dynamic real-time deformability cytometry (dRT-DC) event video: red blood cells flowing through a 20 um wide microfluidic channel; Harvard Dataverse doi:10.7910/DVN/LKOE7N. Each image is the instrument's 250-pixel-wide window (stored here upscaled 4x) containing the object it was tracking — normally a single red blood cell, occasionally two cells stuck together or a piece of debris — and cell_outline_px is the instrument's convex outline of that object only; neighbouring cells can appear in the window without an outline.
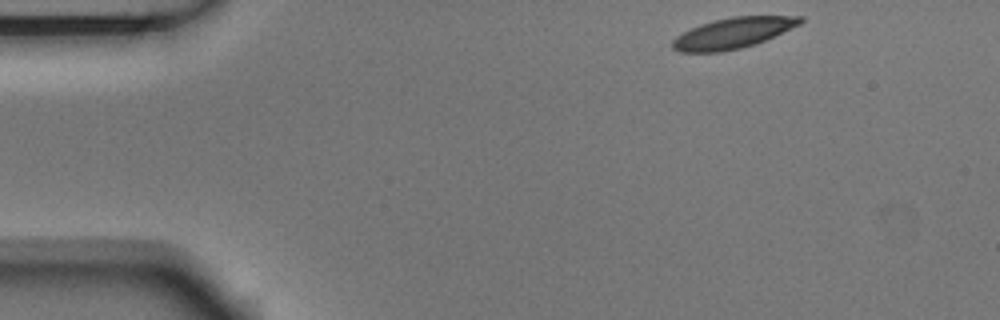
{"species": "Egyptian fruit bat (a non-hibernating species)", "species_latin": "Rousettus aegyptiacus", "temperature_condition": "room temperature", "stored_images_in_passage": 5, "camera_frame_rate_fps": 3000, "um_per_image_px": 0.085, "animal": {"sex": "male"}, "frame": {"image": 1, "passage_image": 1, "time_ms": 0.0, "image_size_px": [1000, 320], "cell_outline_px": [[804, 20], [800, 24], [764, 40], [740, 48], [720, 52], [680, 52], [672, 48], [672, 40], [676, 36], [700, 24], [732, 16], [804, 16]], "centroid_in_image_um": [62.28, 2.8], "position_along_channel_um": 22.7, "area_um2": 22.48}}
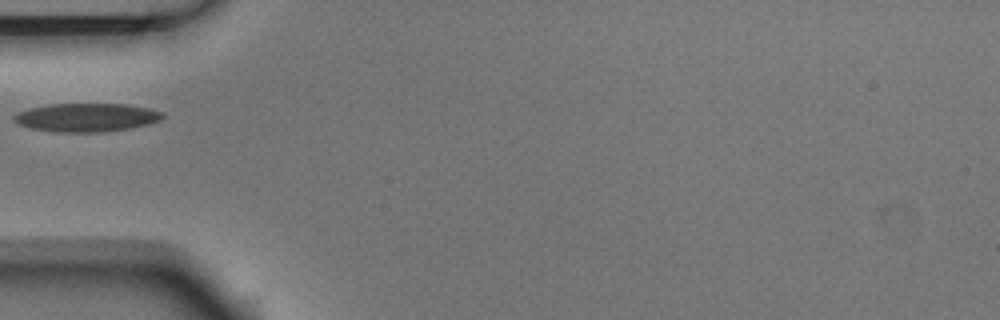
{"frame": {"image": 2, "passage_image": 4, "time_ms": 1.0, "image_size_px": [1000, 320], "cell_outline_px": [[164, 116], [160, 120], [148, 124], [128, 128], [104, 132], [56, 132], [28, 128], [16, 124], [12, 120], [12, 116], [20, 112], [32, 108], [48, 104], [124, 104], [148, 108], [160, 112]], "centroid_in_image_um": [7.29, 9.99], "position_along_channel_um": 77.7, "area_um2": 24.57}}
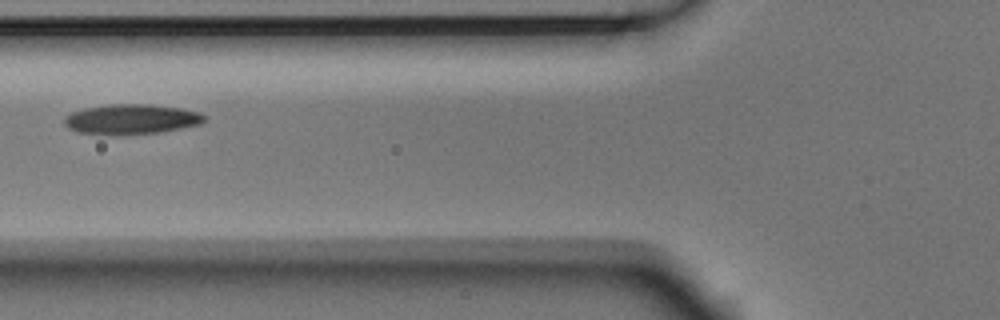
{"frame": {"image": 3, "passage_image": 5, "time_ms": 1.333, "image_size_px": [1000, 320], "cell_outline_px": [[204, 120], [200, 124], [160, 132], [116, 136], [76, 132], [68, 128], [64, 124], [64, 116], [72, 112], [84, 108], [108, 104], [148, 104], [180, 108], [200, 112], [204, 116]], "centroid_in_image_um": [11.1, 10.14], "position_along_channel_um": 114.7, "area_um2": 24.74}}